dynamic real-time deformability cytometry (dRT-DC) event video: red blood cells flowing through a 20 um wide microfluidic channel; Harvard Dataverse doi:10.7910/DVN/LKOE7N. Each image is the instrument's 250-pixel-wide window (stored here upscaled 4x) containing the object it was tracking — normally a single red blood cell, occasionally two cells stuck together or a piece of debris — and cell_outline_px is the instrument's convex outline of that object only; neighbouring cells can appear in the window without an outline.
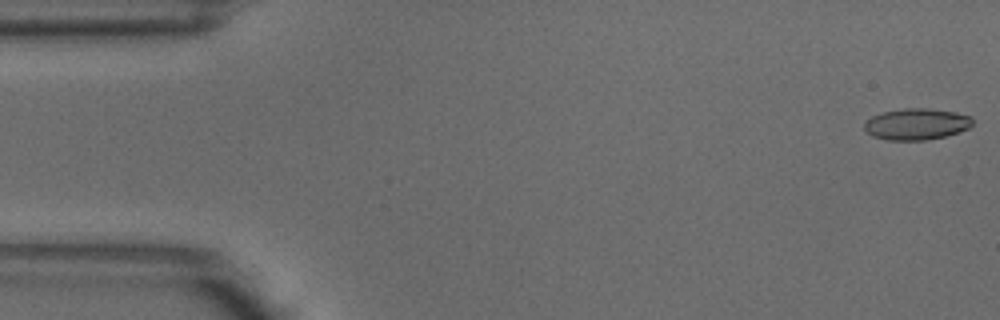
{"species": "common noctule bat (a hibernating species)", "species_latin": "Nyctalus noctula", "temperature_condition": "warm", "stored_images_in_passage": 4, "camera_frame_rate_fps": 3000, "um_per_image_px": 0.085, "animal": {"sex": "male", "body_mass_g": 18.8}, "frame": {"image": 1, "passage_image": 1, "time_ms": 0.0, "image_size_px": [1000, 320], "cell_outline_px": [[972, 124], [968, 128], [960, 132], [928, 140], [888, 140], [872, 136], [864, 128], [864, 124], [872, 116], [884, 112], [904, 108], [928, 108], [956, 112], [972, 116]], "centroid_in_image_um": [77.93, 10.55], "position_along_channel_um": 7.1, "area_um2": 19.77}}
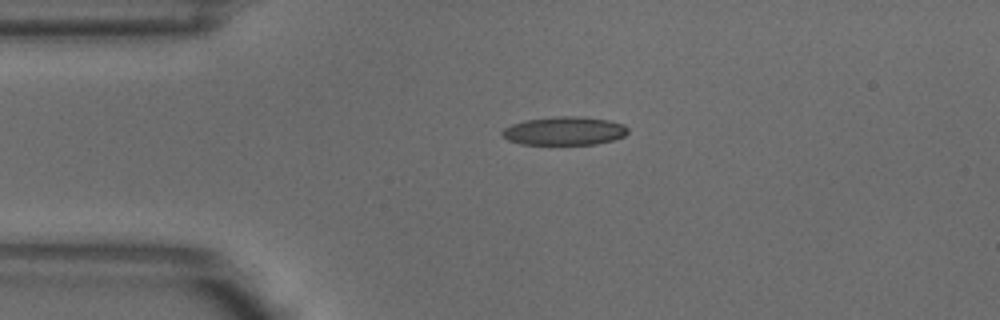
{"frame": {"image": 2, "passage_image": 3, "time_ms": 0.667, "image_size_px": [1000, 320], "cell_outline_px": [[628, 132], [624, 136], [612, 140], [596, 144], [520, 144], [508, 140], [500, 136], [500, 132], [504, 128], [512, 124], [524, 120], [556, 116], [580, 116], [608, 120], [624, 124], [628, 128]], "centroid_in_image_um": [47.94, 11.12], "position_along_channel_um": 37.1, "area_um2": 20.98}}